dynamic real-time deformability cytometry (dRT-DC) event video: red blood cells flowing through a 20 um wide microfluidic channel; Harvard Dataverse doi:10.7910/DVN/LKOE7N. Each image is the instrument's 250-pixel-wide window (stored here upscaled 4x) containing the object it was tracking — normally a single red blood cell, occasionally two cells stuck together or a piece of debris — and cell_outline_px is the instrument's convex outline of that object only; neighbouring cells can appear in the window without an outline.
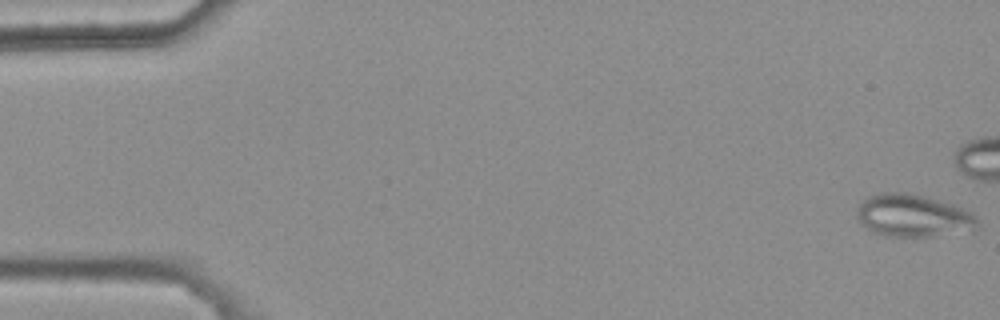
{"species": "common noctule bat (a hibernating species)", "species_latin": "Nyctalus noctula", "temperature_condition": "warm", "stored_images_in_passage": 48, "camera_frame_rate_fps": 3000, "um_per_image_px": 0.085, "animal": {"sex": "female", "body_mass_g": 25.1}, "frame": {"image": 1, "passage_image": 1, "time_ms": 0.0, "image_size_px": [1000, 320], "cell_outline_px": [[980, 224], [976, 228], [936, 236], [880, 236], [872, 232], [856, 216], [856, 208], [868, 196], [880, 192], [912, 192], [940, 200], [952, 204], [972, 212], [976, 216]], "centroid_in_image_um": [77.6, 18.31], "position_along_channel_um": 7.4, "area_um2": 30.0}}
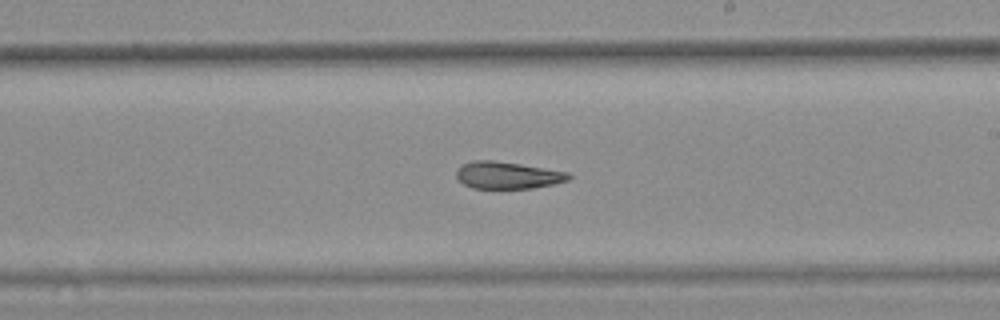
{"frame": {"image": 2, "passage_image": 32, "time_ms": 10.333, "image_size_px": [1000, 320], "cell_outline_px": [[572, 176], [568, 180], [552, 184], [532, 188], [472, 188], [464, 184], [456, 176], [456, 172], [460, 164], [472, 160], [492, 160], [520, 164], [568, 172]], "centroid_in_image_um": [43.11, 14.88], "position_along_channel_um": 245.9, "area_um2": 17.63}}
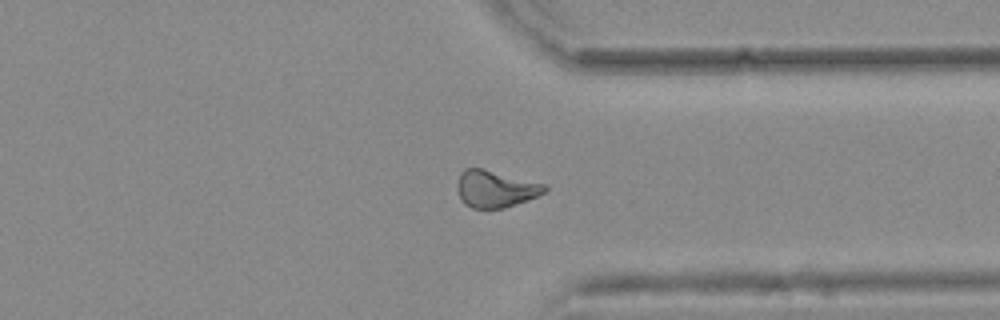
{"frame": {"image": 3, "passage_image": 42, "time_ms": 13.667, "image_size_px": [1000, 320], "cell_outline_px": [[548, 188], [544, 192], [536, 196], [504, 208], [472, 208], [464, 204], [456, 188], [456, 184], [460, 172], [464, 168], [484, 168], [544, 184]], "centroid_in_image_um": [42.05, 16.04], "position_along_channel_um": 369.3, "area_um2": 18.73}, "authors_computed_cell_mechanics": {"area_um2": 19.0451, "velocity_mm_per_s": 3.7247, "shape_relaxation_time_tau1_ms": null, "shape_relaxation_time_tau2_ms": 9.2069, "deformation_change_tau1": null, "deformation_change_tau2": 0.191}}